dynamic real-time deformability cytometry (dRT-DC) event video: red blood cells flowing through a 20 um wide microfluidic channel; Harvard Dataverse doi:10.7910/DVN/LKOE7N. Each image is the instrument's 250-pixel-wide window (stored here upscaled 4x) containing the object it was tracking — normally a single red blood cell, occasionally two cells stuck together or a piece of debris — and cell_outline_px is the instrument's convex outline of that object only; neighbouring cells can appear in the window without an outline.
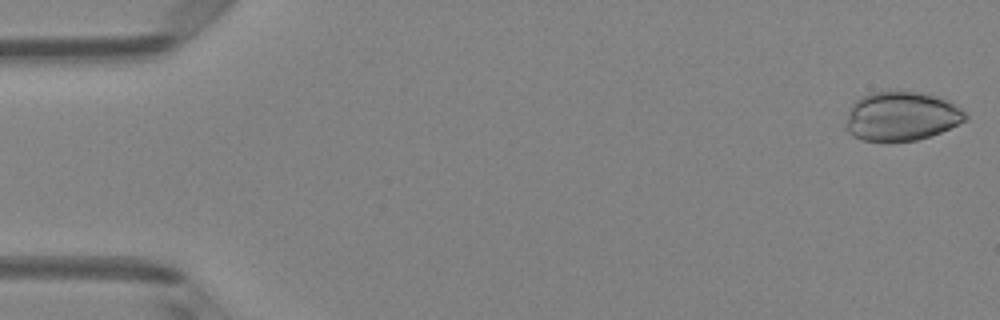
{"species": "Egyptian fruit bat (a non-hibernating species)", "species_latin": "Rousettus aegyptiacus", "temperature_condition": "room temperature", "stored_images_in_passage": 6, "camera_frame_rate_fps": 3000, "um_per_image_px": 0.085, "animal": {"sex": "female"}, "frame": {"image": 1, "passage_image": 1, "time_ms": 0.0, "image_size_px": [1000, 320], "cell_outline_px": [[968, 116], [964, 120], [940, 132], [916, 140], [860, 140], [852, 136], [844, 128], [848, 112], [852, 104], [860, 96], [872, 92], [888, 88], [904, 88], [936, 96], [948, 100], [956, 104]], "centroid_in_image_um": [76.56, 9.81], "position_along_channel_um": 8.4, "area_um2": 34.8}}
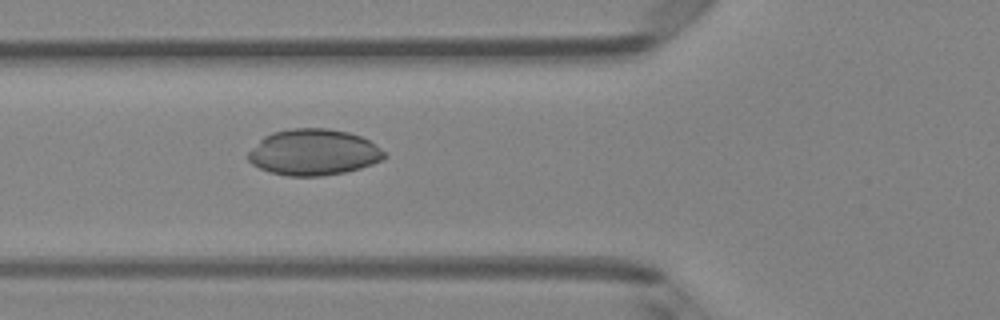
{"frame": {"image": 2, "passage_image": 6, "time_ms": 1.667, "image_size_px": [1000, 320], "cell_outline_px": [[388, 156], [372, 164], [360, 168], [344, 172], [320, 176], [288, 176], [268, 172], [252, 164], [248, 160], [248, 152], [264, 136], [272, 132], [292, 128], [328, 128], [348, 132], [360, 136], [368, 140], [380, 148]], "centroid_in_image_um": [26.63, 12.94], "position_along_channel_um": 99.2, "area_um2": 36.53}}